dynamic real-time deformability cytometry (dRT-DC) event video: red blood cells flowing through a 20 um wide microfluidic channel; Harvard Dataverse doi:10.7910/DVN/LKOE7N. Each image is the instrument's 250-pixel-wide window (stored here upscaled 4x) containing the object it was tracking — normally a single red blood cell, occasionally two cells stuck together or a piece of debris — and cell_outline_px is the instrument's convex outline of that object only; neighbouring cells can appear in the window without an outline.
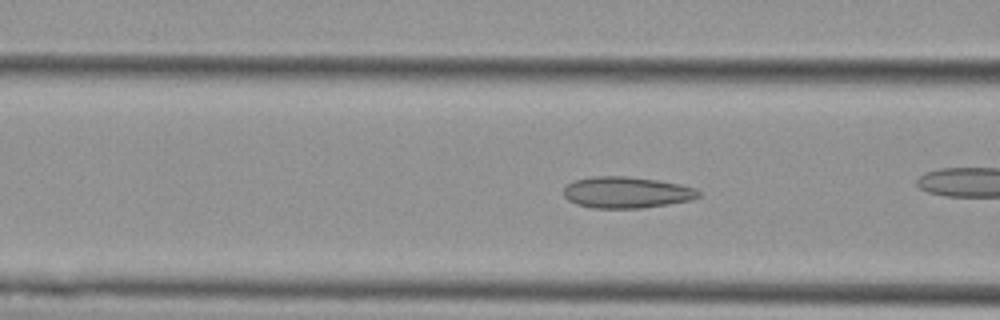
{"species": "Egyptian fruit bat (a non-hibernating species)", "species_latin": "Rousettus aegyptiacus", "temperature_condition": "cold", "stored_images_in_passage": 25, "camera_frame_rate_fps": 3000, "um_per_image_px": 0.085, "animal": {"sex": "female"}, "frame": {"image": 1, "passage_image": 4, "time_ms": 1.0, "image_size_px": [1000, 320], "cell_outline_px": [[700, 196], [692, 200], [668, 204], [640, 208], [592, 208], [576, 204], [568, 200], [564, 196], [564, 188], [568, 184], [576, 180], [592, 176], [628, 176], [656, 180], [680, 184], [696, 188], [700, 192]], "centroid_in_image_um": [53.26, 16.35], "position_along_channel_um": 113.3, "area_um2": 24.68}}